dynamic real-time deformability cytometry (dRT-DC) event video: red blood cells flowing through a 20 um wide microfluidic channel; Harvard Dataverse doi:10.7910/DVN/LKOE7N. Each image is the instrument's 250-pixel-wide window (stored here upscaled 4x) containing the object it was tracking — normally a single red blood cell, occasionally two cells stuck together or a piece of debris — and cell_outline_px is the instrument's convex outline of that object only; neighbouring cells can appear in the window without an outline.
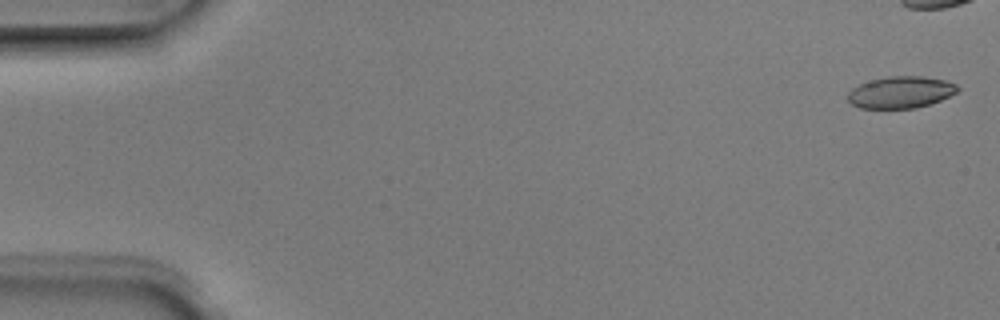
{"species": "Egyptian fruit bat (a non-hibernating species)", "species_latin": "Rousettus aegyptiacus", "temperature_condition": "room temperature", "stored_images_in_passage": 5, "camera_frame_rate_fps": 3000, "um_per_image_px": 0.085, "animal": {"sex": "male"}, "frame": {"image": 1, "passage_image": 1, "time_ms": 0.0, "image_size_px": [1000, 320], "cell_outline_px": [[960, 88], [956, 92], [940, 100], [916, 108], [860, 108], [852, 104], [848, 100], [848, 92], [852, 88], [860, 84], [872, 80], [888, 76], [920, 76], [944, 80], [956, 84]], "centroid_in_image_um": [76.55, 7.84], "position_along_channel_um": 8.5, "area_um2": 20.11}}
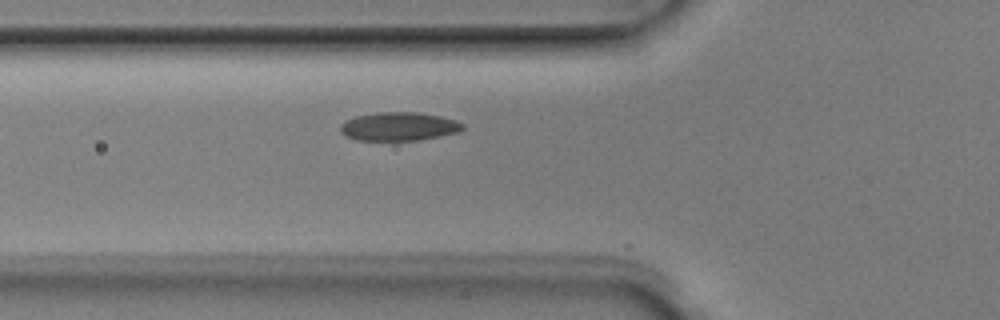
{"frame": {"image": 2, "passage_image": 5, "time_ms": 1.333, "image_size_px": [1000, 320], "cell_outline_px": [[464, 128], [460, 132], [440, 136], [416, 140], [356, 140], [344, 136], [340, 132], [340, 124], [344, 120], [356, 116], [376, 112], [416, 112], [440, 116], [456, 120], [464, 124]], "centroid_in_image_um": [33.88, 10.75], "position_along_channel_um": 91.9, "area_um2": 20.52}}